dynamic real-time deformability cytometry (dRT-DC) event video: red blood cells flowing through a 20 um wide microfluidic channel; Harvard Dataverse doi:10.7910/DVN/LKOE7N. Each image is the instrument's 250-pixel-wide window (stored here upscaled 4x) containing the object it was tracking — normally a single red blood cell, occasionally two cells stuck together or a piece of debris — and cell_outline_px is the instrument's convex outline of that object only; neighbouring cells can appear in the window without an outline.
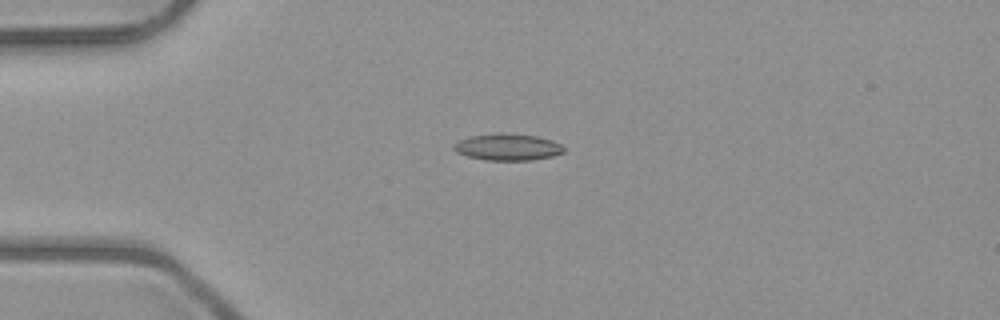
{"species": "common noctule bat (a hibernating species)", "species_latin": "Nyctalus noctula", "temperature_condition": "room temperature", "stored_images_in_passage": 3, "camera_frame_rate_fps": 3000, "um_per_image_px": 0.085, "animal": {"sex": "male", "body_mass_g": 23.1, "forearm_length_mm": 52.7}, "frame": {"image": 1, "passage_image": 2, "time_ms": 2.0, "image_size_px": [1000, 320], "cell_outline_px": [[564, 152], [552, 156], [532, 160], [484, 160], [468, 156], [456, 152], [452, 148], [452, 144], [460, 140], [472, 136], [536, 136], [552, 140], [560, 144], [564, 148]], "centroid_in_image_um": [43.15, 12.56], "position_along_channel_um": 41.8, "area_um2": 16.18}}